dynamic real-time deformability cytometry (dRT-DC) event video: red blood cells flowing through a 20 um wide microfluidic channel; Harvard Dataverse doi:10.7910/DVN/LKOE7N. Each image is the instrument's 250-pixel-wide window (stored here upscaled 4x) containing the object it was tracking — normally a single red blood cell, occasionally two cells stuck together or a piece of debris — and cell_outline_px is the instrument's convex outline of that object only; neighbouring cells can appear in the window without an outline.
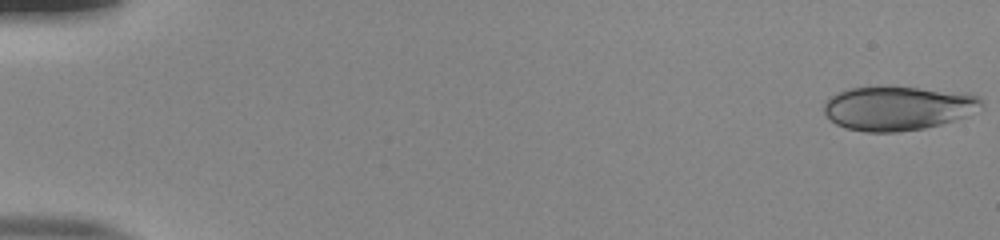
{"species": "human", "species_latin": "Homo sapiens", "temperature_condition": "room temperature", "stored_images_in_passage": 53, "camera_frame_rate_fps": 3000, "um_per_image_px": 0.085, "donor": {"sex": "male"}, "frame": {"image": 1, "passage_image": 1, "time_ms": 0.0, "image_size_px": [1000, 240], "cell_outline_px": [[984, 108], [964, 116], [940, 124], [924, 128], [896, 132], [864, 132], [844, 128], [836, 124], [824, 112], [824, 104], [832, 96], [848, 88], [880, 84], [892, 84], [968, 92], [980, 96], [984, 100]], "centroid_in_image_um": [76.38, 9.14], "position_along_channel_um": 8.6, "area_um2": 41.79}}
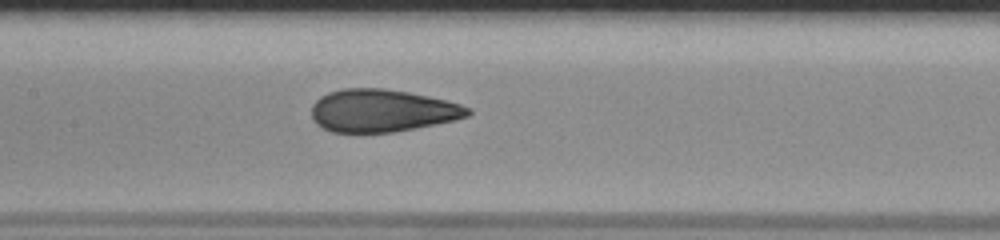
{"frame": {"image": 2, "passage_image": 27, "time_ms": 8.667, "image_size_px": [1000, 240], "cell_outline_px": [[472, 112], [468, 116], [456, 120], [396, 132], [332, 132], [316, 124], [312, 120], [312, 104], [320, 96], [328, 92], [344, 88], [384, 88], [408, 92], [428, 96], [460, 104], [472, 108]], "centroid_in_image_um": [32.48, 9.4], "position_along_channel_um": 174.9, "area_um2": 38.96}}
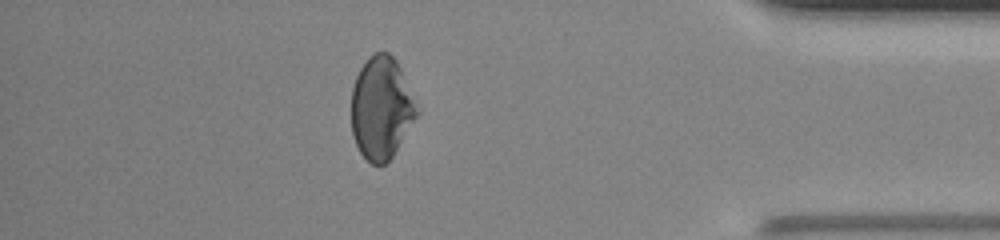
{"frame": {"image": 3, "passage_image": 47, "time_ms": 15.333, "image_size_px": [1000, 240], "cell_outline_px": [[420, 112], [392, 156], [384, 164], [372, 164], [360, 152], [352, 136], [352, 88], [356, 76], [360, 68], [376, 52], [388, 52], [396, 60], [420, 108]], "centroid_in_image_um": [32.43, 9.18], "position_along_channel_um": 402.8, "area_um2": 38.9}}